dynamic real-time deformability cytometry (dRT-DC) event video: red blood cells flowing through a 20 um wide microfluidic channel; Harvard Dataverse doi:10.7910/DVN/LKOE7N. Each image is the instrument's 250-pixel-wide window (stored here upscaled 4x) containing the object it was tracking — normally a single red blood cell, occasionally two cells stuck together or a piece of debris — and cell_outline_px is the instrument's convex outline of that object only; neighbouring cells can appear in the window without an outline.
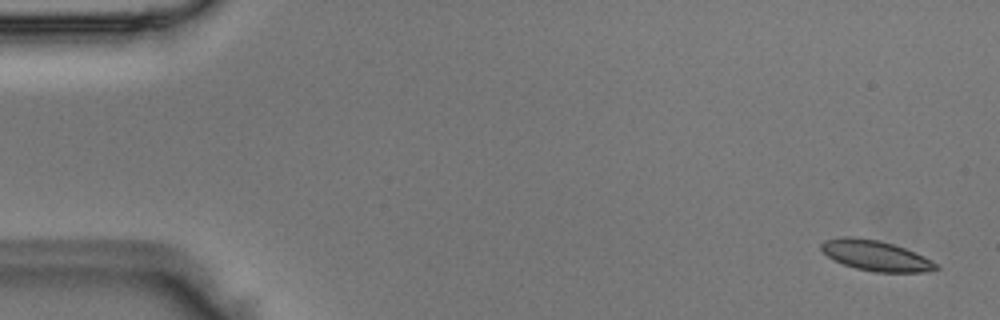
{"species": "Egyptian fruit bat (a non-hibernating species)", "species_latin": "Rousettus aegyptiacus", "temperature_condition": "room temperature", "stored_images_in_passage": 6, "camera_frame_rate_fps": 3000, "um_per_image_px": 0.085, "animal": {"sex": "male"}, "frame": {"image": 1, "passage_image": 1, "time_ms": 0.0, "image_size_px": [1000, 320], "cell_outline_px": [[940, 268], [924, 272], [876, 272], [856, 268], [844, 264], [828, 256], [820, 248], [820, 244], [824, 240], [844, 236], [852, 236], [876, 240], [892, 244], [904, 248], [924, 256], [932, 260]], "centroid_in_image_um": [74.43, 21.72], "position_along_channel_um": 10.6, "area_um2": 20.06}}
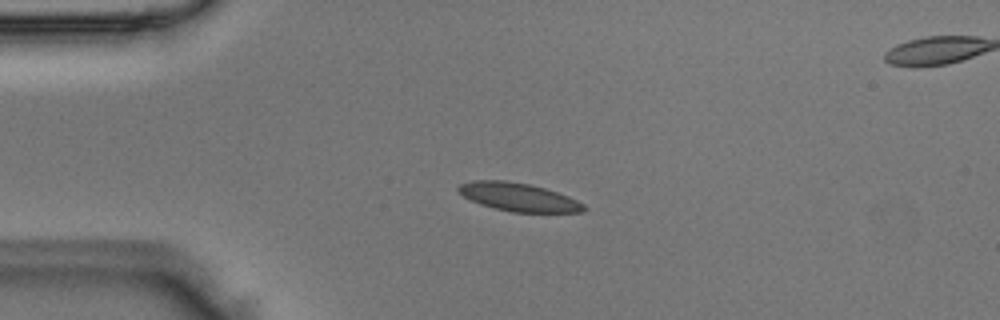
{"frame": {"image": 2, "passage_image": 4, "time_ms": 1.0, "image_size_px": [1000, 320], "cell_outline_px": [[588, 208], [584, 212], [512, 212], [492, 208], [480, 204], [464, 196], [456, 188], [460, 184], [472, 180], [504, 180], [528, 184], [544, 188], [568, 196], [584, 204]], "centroid_in_image_um": [44.07, 16.75], "position_along_channel_um": 40.9, "area_um2": 20.58}}
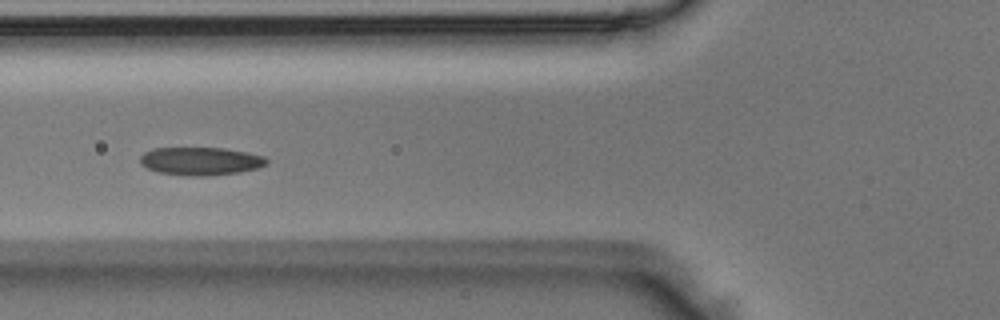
{"frame": {"image": 3, "passage_image": 6, "time_ms": 1.667, "image_size_px": [1000, 320], "cell_outline_px": [[268, 164], [260, 168], [240, 172], [204, 176], [188, 176], [156, 172], [140, 164], [140, 156], [144, 152], [152, 148], [224, 148], [264, 156], [268, 160]], "centroid_in_image_um": [17.04, 13.7], "position_along_channel_um": 108.8, "area_um2": 20.81}}